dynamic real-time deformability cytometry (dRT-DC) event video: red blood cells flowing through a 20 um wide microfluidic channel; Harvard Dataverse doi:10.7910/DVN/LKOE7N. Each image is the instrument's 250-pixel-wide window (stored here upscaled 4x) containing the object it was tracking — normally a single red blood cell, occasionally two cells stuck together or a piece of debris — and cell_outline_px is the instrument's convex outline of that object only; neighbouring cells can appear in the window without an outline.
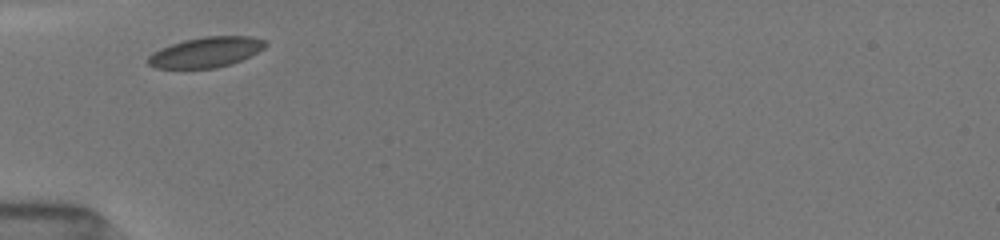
{"species": "common noctule bat (a hibernating species)", "species_latin": "Nyctalus noctula", "temperature_condition": "room temperature", "stored_images_in_passage": 6, "camera_frame_rate_fps": 3000, "um_per_image_px": 0.085, "animal": {"sex": "female", "body_mass_g": 19.5, "forearm_length_mm": 54.1}, "frame": {"image": 1, "passage_image": 1, "time_ms": 0.0, "image_size_px": [1000, 240], "cell_outline_px": [[268, 44], [264, 48], [232, 64], [216, 68], [156, 68], [148, 64], [148, 56], [152, 52], [160, 48], [184, 40], [204, 36], [252, 36], [264, 40]], "centroid_in_image_um": [17.5, 4.43], "position_along_channel_um": 67.5, "area_um2": 20.63}}
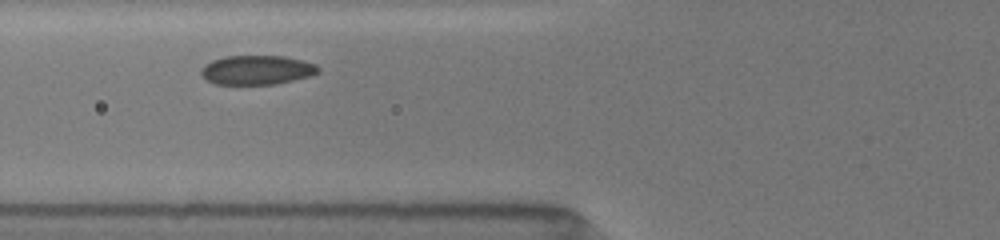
{"frame": {"image": 2, "passage_image": 2, "time_ms": 1.0, "image_size_px": [1000, 240], "cell_outline_px": [[320, 72], [312, 76], [276, 84], [216, 84], [208, 80], [200, 72], [200, 68], [204, 64], [212, 60], [224, 56], [284, 56], [304, 60], [316, 64], [320, 68]], "centroid_in_image_um": [21.87, 5.94], "position_along_channel_um": 103.9, "area_um2": 20.17}}
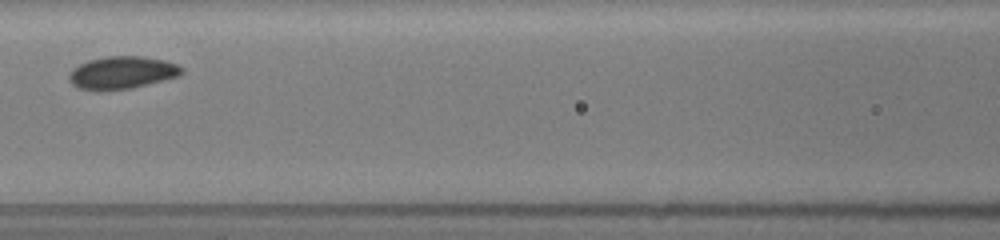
{"frame": {"image": 3, "passage_image": 4, "time_ms": 2.333, "image_size_px": [1000, 240], "cell_outline_px": [[184, 72], [180, 76], [132, 88], [104, 92], [96, 92], [76, 88], [68, 80], [68, 72], [72, 68], [88, 60], [108, 56], [140, 56], [164, 60], [176, 64], [184, 68]], "centroid_in_image_um": [10.32, 6.2], "position_along_channel_um": 156.3, "area_um2": 21.96}}